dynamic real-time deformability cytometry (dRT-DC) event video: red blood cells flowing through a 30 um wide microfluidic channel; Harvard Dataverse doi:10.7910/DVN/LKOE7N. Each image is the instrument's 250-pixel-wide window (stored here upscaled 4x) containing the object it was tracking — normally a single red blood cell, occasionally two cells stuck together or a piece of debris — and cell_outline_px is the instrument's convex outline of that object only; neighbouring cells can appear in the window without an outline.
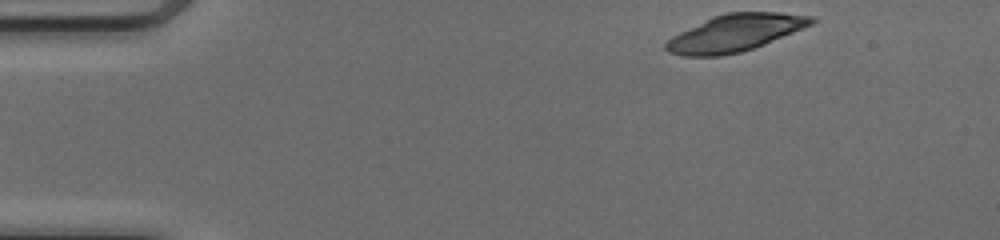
{"species": "common noctule bat (a hibernating species)", "species_latin": "Nyctalus noctula", "temperature_condition": "cold", "stored_images_in_passage": 44, "camera_frame_rate_fps": 3000, "um_per_image_px": 0.085, "animal": {"sex": "female", "body_mass_g": 17.0, "forearm_length_mm": 48.0}, "frame": {"image": 1, "passage_image": 1, "time_ms": 0.0, "image_size_px": [1000, 240], "cell_outline_px": [[816, 20], [812, 24], [764, 44], [740, 52], [720, 56], [684, 56], [668, 52], [664, 48], [664, 44], [672, 36], [712, 16], [728, 12], [780, 12], [812, 16]], "centroid_in_image_um": [62.46, 2.79], "position_along_channel_um": 22.5, "area_um2": 31.1}}